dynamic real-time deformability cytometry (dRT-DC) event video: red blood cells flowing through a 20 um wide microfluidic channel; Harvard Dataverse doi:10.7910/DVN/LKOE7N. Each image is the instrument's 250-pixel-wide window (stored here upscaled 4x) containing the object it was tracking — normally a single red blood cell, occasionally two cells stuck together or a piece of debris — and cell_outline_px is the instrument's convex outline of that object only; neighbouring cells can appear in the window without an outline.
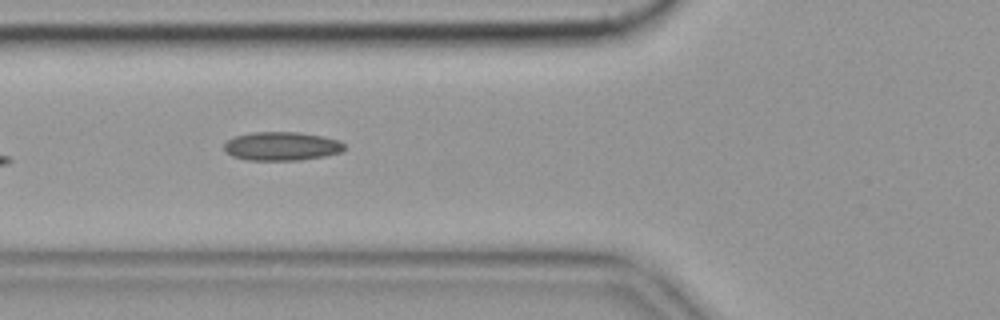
{"species": "common noctule bat (a hibernating species)", "species_latin": "Nyctalus noctula", "temperature_condition": "cold", "stored_images_in_passage": 8, "camera_frame_rate_fps": 3000, "um_per_image_px": 0.085, "animal": {"sex": "female", "body_mass_g": 19.9}, "frame": {"image": 1, "passage_image": 5, "time_ms": 1.333, "image_size_px": [1000, 320], "cell_outline_px": [[344, 148], [340, 152], [324, 156], [300, 160], [248, 160], [232, 156], [224, 152], [224, 144], [232, 136], [252, 132], [300, 132], [324, 136], [340, 140], [344, 144]], "centroid_in_image_um": [23.91, 12.42], "position_along_channel_um": 101.9, "area_um2": 20.29}}